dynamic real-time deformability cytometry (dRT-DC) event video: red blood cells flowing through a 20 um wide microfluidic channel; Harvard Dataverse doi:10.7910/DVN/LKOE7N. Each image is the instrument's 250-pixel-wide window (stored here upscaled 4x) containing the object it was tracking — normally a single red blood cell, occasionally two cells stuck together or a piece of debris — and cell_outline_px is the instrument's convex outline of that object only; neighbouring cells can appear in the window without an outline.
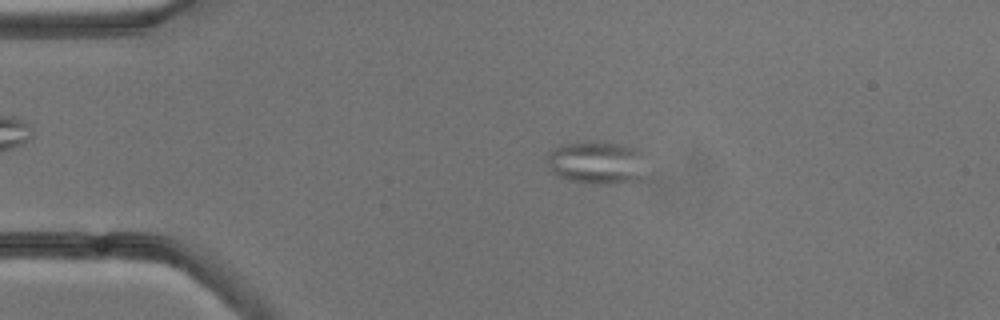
{"species": "common noctule bat (a hibernating species)", "species_latin": "Nyctalus noctula", "temperature_condition": "cold", "stored_images_in_passage": 44, "camera_frame_rate_fps": 3000, "um_per_image_px": 0.085, "animal": {"sex": "male", "body_mass_g": 13.3}, "frame": {"image": 1, "passage_image": 1, "time_ms": 0.0, "image_size_px": [1000, 320], "cell_outline_px": [[644, 180], [612, 184], [584, 184], [568, 180], [556, 176], [552, 172], [548, 164], [548, 152], [564, 144], [588, 140], [596, 140], [640, 148]], "centroid_in_image_um": [50.72, 13.83], "position_along_channel_um": 34.3, "area_um2": 25.32}}
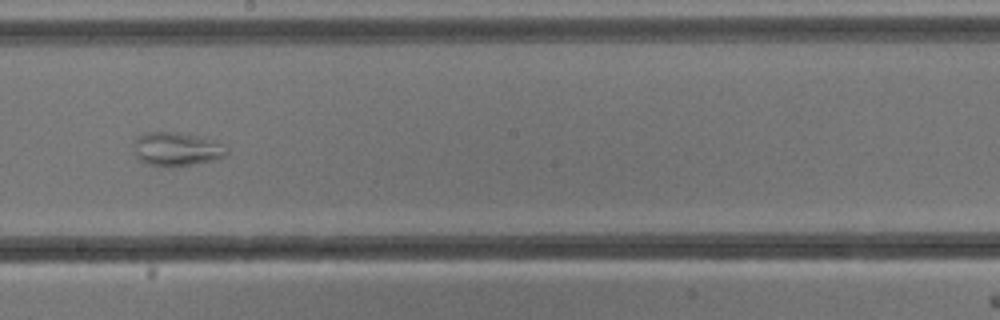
{"frame": {"image": 2, "passage_image": 20, "time_ms": 6.333, "image_size_px": [1000, 320], "cell_outline_px": [[228, 152], [224, 156], [216, 160], [168, 168], [148, 164], [140, 160], [136, 156], [136, 136], [144, 132], [176, 132], [200, 136], [220, 144]], "centroid_in_image_um": [14.99, 12.68], "position_along_channel_um": 233.2, "area_um2": 18.09}}
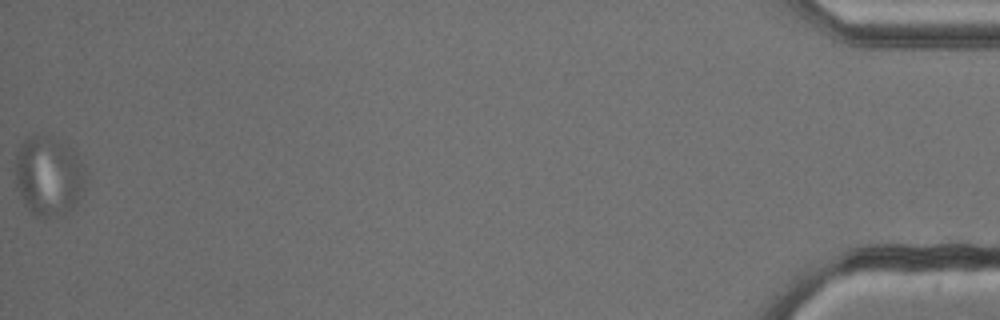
{"frame": {"image": 3, "passage_image": 44, "time_ms": 14.333, "image_size_px": [1000, 320], "cell_outline_px": [[84, 188], [76, 204], [72, 208], [48, 216], [36, 216], [24, 204], [16, 188], [16, 152], [20, 144], [24, 140], [32, 136], [52, 136], [72, 148], [76, 152], [80, 160], [84, 172]], "centroid_in_image_um": [4.11, 14.92], "position_along_channel_um": 431.1, "area_um2": 32.14}}